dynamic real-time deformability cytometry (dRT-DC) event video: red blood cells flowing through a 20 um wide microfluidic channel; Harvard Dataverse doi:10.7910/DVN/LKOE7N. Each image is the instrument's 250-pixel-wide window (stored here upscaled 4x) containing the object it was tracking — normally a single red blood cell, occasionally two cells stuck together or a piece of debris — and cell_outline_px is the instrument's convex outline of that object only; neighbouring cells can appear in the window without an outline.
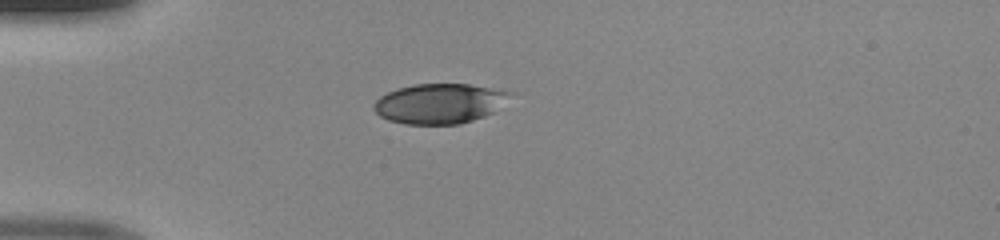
{"species": "human", "species_latin": "Homo sapiens", "temperature_condition": "room temperature", "stored_images_in_passage": 36, "camera_frame_rate_fps": 3000, "um_per_image_px": 0.085, "donor": {"sex": "male"}, "frame": {"image": 1, "passage_image": 1, "time_ms": 0.0, "image_size_px": [1000, 240], "cell_outline_px": [[516, 92], [492, 112], [484, 116], [460, 124], [404, 124], [388, 120], [380, 116], [372, 108], [372, 104], [380, 96], [396, 88], [412, 84], [468, 84]], "centroid_in_image_um": [37.33, 8.79], "position_along_channel_um": 47.7, "area_um2": 31.79}}
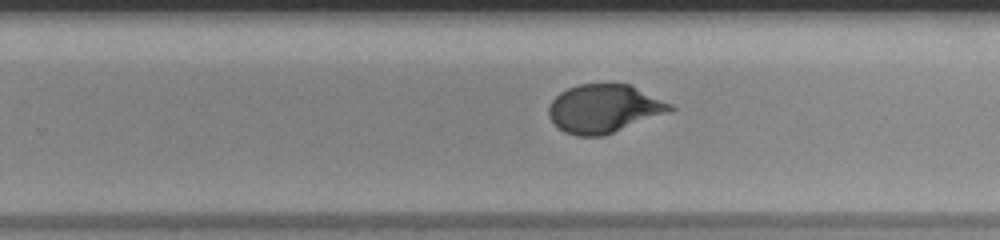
{"frame": {"image": 2, "passage_image": 19, "time_ms": 6.0, "image_size_px": [1000, 240], "cell_outline_px": [[676, 108], [672, 112], [604, 136], [576, 136], [564, 132], [548, 116], [548, 108], [552, 100], [560, 92], [568, 88], [580, 84], [628, 84], [672, 104]], "centroid_in_image_um": [51.37, 9.25], "position_along_channel_um": 278.4, "area_um2": 34.28}}
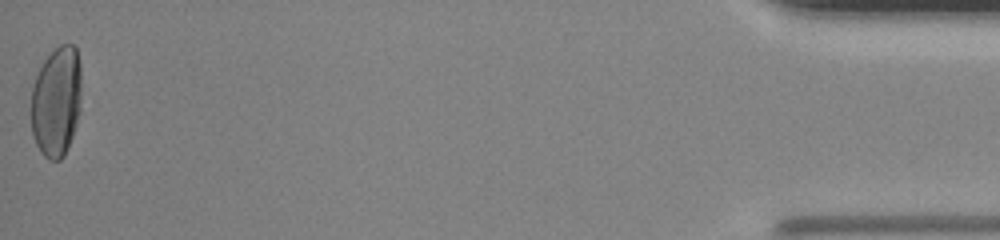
{"frame": {"image": 3, "passage_image": 36, "time_ms": 11.667, "image_size_px": [1000, 240], "cell_outline_px": [[80, 108], [76, 124], [68, 148], [64, 156], [60, 160], [48, 160], [40, 152], [32, 136], [32, 88], [36, 76], [44, 60], [60, 44], [72, 44], [76, 48], [80, 64]], "centroid_in_image_um": [4.79, 8.65], "position_along_channel_um": 430.4, "area_um2": 32.31}}